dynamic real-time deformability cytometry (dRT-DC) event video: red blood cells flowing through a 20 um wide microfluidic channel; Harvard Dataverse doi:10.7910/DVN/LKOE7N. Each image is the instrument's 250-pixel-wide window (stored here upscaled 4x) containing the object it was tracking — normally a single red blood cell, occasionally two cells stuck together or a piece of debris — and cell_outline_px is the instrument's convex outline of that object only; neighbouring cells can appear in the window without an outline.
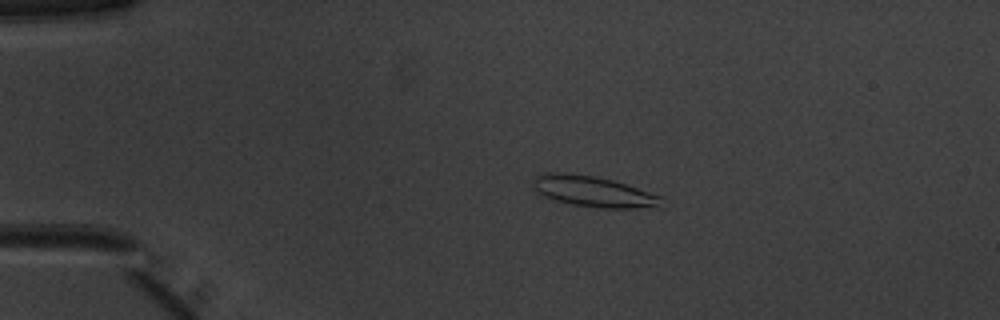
{"species": "common noctule bat (a hibernating species)", "species_latin": "Nyctalus noctula", "temperature_condition": "warm", "stored_images_in_passage": 50, "camera_frame_rate_fps": 3000, "um_per_image_px": 0.085, "animal": {"sex": "male", "body_mass_g": 20.1, "forearm_length_mm": 53.5}, "frame": {"image": 1, "passage_image": 10, "time_ms": 3.0, "image_size_px": [1000, 320], "cell_outline_px": [[664, 208], [600, 208], [572, 204], [556, 200], [544, 196], [536, 192], [532, 188], [532, 180], [536, 176], [548, 172], [564, 172], [596, 176], [612, 180], [660, 196]], "centroid_in_image_um": [50.41, 16.28], "position_along_channel_um": 34.6, "area_um2": 23.12}}
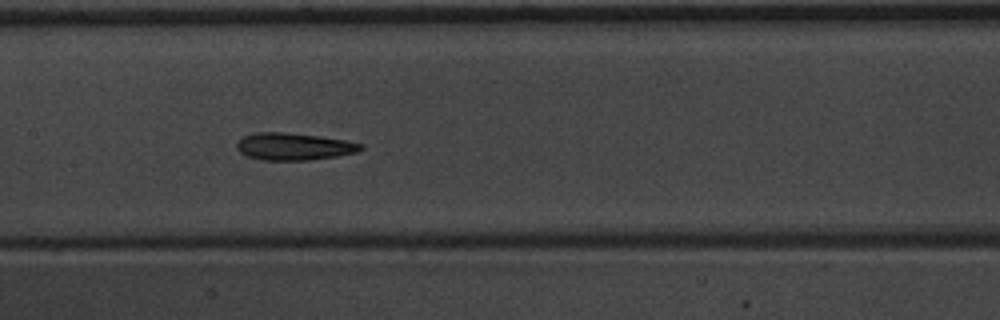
{"frame": {"image": 2, "passage_image": 25, "time_ms": 8.0, "image_size_px": [1000, 320], "cell_outline_px": [[364, 148], [356, 152], [336, 156], [308, 160], [264, 160], [244, 156], [236, 148], [236, 140], [240, 136], [256, 132], [284, 132], [320, 136], [344, 140], [364, 144]], "centroid_in_image_um": [24.91, 12.44], "position_along_channel_um": 182.5, "area_um2": 19.88}}
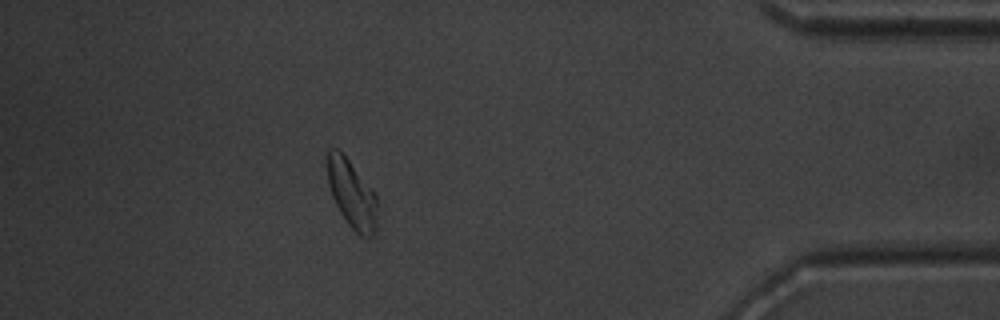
{"frame": {"image": 3, "passage_image": 45, "time_ms": 14.667, "image_size_px": [1000, 320], "cell_outline_px": [[376, 224], [372, 236], [360, 236], [348, 224], [340, 212], [332, 196], [328, 184], [328, 148], [336, 148], [348, 160], [376, 192]], "centroid_in_image_um": [29.91, 16.49], "position_along_channel_um": 405.3, "area_um2": 19.42}, "authors_computed_cell_mechanics": {"area_um2": 20.0855, "velocity_mm_per_s": 3.9732, "shape_relaxation_time_tau1_ms": 5.6376, "shape_relaxation_time_tau2_ms": 2.8888, "deformation_change_tau1": 0.1513, "deformation_change_tau2": 0.1024}}